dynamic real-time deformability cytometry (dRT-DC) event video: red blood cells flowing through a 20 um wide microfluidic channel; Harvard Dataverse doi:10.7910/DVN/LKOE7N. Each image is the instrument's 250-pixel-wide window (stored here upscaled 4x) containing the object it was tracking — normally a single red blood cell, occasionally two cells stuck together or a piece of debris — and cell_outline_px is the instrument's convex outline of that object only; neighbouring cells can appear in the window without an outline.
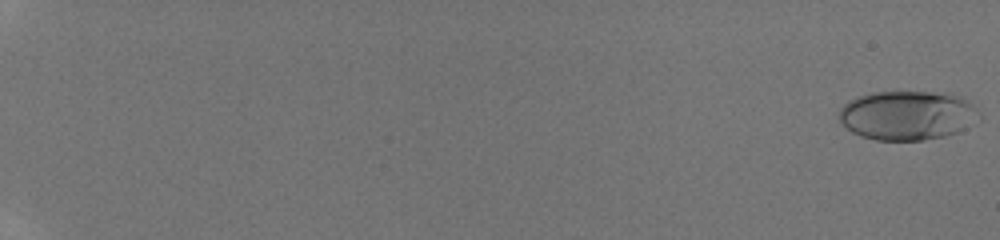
{"species": "human", "species_latin": "Homo sapiens", "temperature_condition": "room temperature", "stored_images_in_passage": 54, "camera_frame_rate_fps": 3000, "um_per_image_px": 0.085, "donor": {"sex": "male"}, "frame": {"image": 1, "passage_image": 1, "time_ms": 0.0, "image_size_px": [1000, 240], "cell_outline_px": [[980, 120], [956, 132], [944, 136], [924, 140], [876, 140], [860, 136], [852, 132], [840, 124], [836, 116], [840, 108], [848, 100], [856, 96], [872, 92], [948, 92], [960, 96], [968, 100], [980, 112]], "centroid_in_image_um": [77.1, 9.79], "position_along_channel_um": 7.9, "area_um2": 40.92}}
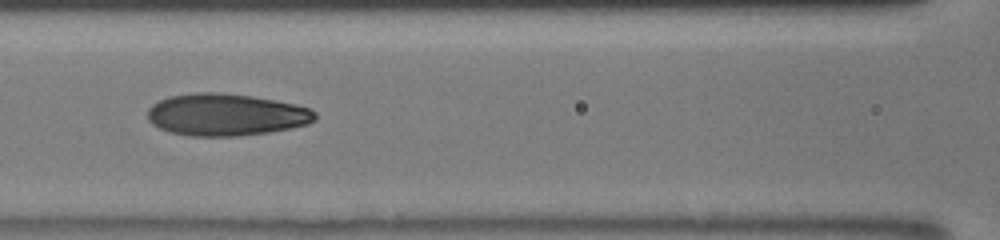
{"frame": {"image": 2, "passage_image": 29, "time_ms": 9.333, "image_size_px": [1000, 240], "cell_outline_px": [[316, 120], [308, 124], [268, 132], [236, 136], [188, 136], [168, 132], [152, 124], [148, 120], [148, 108], [152, 104], [168, 96], [196, 92], [216, 92], [252, 96], [312, 108], [316, 112]], "centroid_in_image_um": [19.18, 9.75], "position_along_channel_um": 147.4, "area_um2": 41.1}}
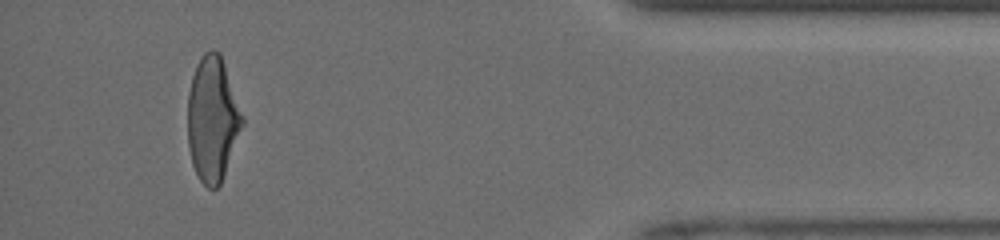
{"frame": {"image": 3, "passage_image": 51, "time_ms": 16.667, "image_size_px": [1000, 240], "cell_outline_px": [[244, 124], [220, 184], [216, 188], [208, 188], [200, 180], [192, 164], [188, 144], [188, 92], [192, 76], [196, 64], [204, 52], [212, 48], [220, 52], [244, 116]], "centroid_in_image_um": [18.07, 10.08], "position_along_channel_um": 417.1, "area_um2": 39.82}, "authors_computed_cell_mechanics": {"area_um2": 39.8531, "velocity_mm_per_s": 4.2263, "shape_relaxation_time_tau1_ms": 3.9463, "shape_relaxation_time_tau2_ms": 0.9463, "deformation_change_tau1": 0.1972, "deformation_change_tau2": 0.0754}}